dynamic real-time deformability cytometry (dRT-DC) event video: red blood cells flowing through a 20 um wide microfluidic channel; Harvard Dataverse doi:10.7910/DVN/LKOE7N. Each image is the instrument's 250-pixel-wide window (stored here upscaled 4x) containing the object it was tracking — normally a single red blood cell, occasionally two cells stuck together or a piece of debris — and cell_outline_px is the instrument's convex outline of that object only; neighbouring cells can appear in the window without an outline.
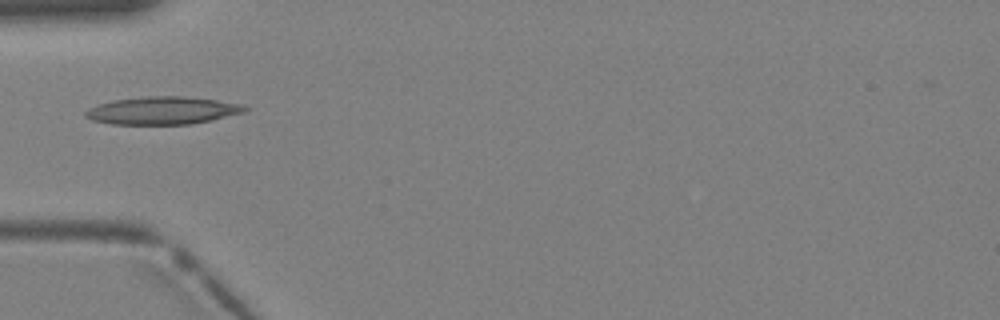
{"species": "Egyptian fruit bat (a non-hibernating species)", "species_latin": "Rousettus aegyptiacus", "temperature_condition": "warm", "stored_images_in_passage": 4, "camera_frame_rate_fps": 3000, "um_per_image_px": 0.085, "animal": {"sex": "female"}, "frame": {"image": 1, "passage_image": 4, "time_ms": 1.0, "image_size_px": [1000, 320], "cell_outline_px": [[248, 108], [244, 112], [212, 120], [192, 124], [112, 124], [92, 120], [84, 116], [84, 112], [88, 108], [96, 104], [112, 100], [144, 96], [184, 96], [216, 100], [240, 104]], "centroid_in_image_um": [13.76, 9.39], "position_along_channel_um": 71.2, "area_um2": 25.78}}